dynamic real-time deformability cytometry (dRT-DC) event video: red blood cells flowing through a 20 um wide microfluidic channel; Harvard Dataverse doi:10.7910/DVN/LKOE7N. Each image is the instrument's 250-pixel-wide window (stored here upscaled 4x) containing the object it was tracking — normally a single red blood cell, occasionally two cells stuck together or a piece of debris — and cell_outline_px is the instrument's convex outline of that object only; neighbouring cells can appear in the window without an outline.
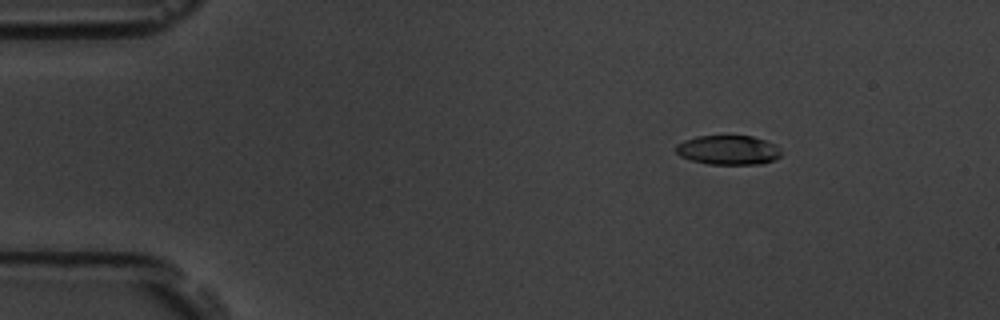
{"species": "common noctule bat (a hibernating species)", "species_latin": "Nyctalus noctula", "temperature_condition": "room temperature", "stored_images_in_passage": 6, "camera_frame_rate_fps": 3000, "um_per_image_px": 0.085, "animal": {"sex": "male", "body_mass_g": 19.5, "forearm_length_mm": 54.6}, "frame": {"image": 1, "passage_image": 6, "time_ms": 6.667, "image_size_px": [1000, 320], "cell_outline_px": [[780, 156], [772, 160], [760, 164], [708, 164], [692, 160], [680, 156], [676, 152], [676, 144], [684, 140], [696, 136], [752, 136], [776, 144], [780, 152]], "centroid_in_image_um": [61.87, 12.75], "position_along_channel_um": 23.1, "area_um2": 17.92}}